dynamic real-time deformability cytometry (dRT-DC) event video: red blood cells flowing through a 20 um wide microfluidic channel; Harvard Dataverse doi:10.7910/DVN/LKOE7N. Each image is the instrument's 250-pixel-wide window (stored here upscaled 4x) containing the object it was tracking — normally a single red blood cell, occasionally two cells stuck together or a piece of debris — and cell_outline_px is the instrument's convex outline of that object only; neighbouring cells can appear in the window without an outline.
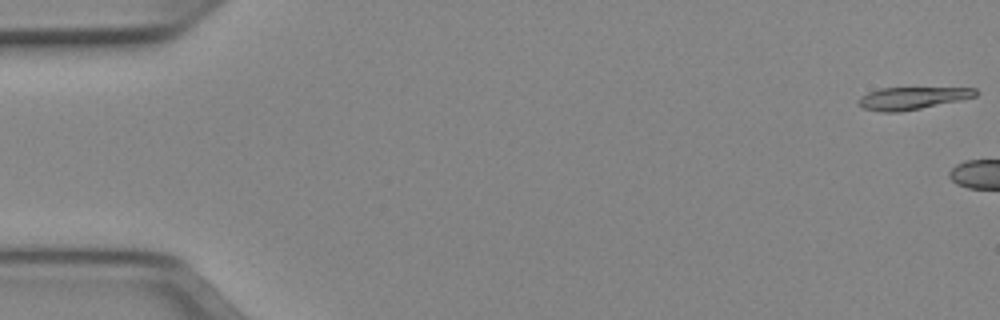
{"species": "Egyptian fruit bat (a non-hibernating species)", "species_latin": "Rousettus aegyptiacus", "temperature_condition": "cold", "stored_images_in_passage": 4, "camera_frame_rate_fps": 3000, "um_per_image_px": 0.085, "animal": {"sex": "female"}, "frame": {"image": 1, "passage_image": 1, "time_ms": 0.0, "image_size_px": [1000, 320], "cell_outline_px": [[980, 92], [976, 96], [960, 100], [900, 112], [880, 112], [864, 108], [856, 104], [856, 100], [860, 96], [868, 92], [880, 88], [976, 88]], "centroid_in_image_um": [77.49, 8.34], "position_along_channel_um": 7.5, "area_um2": 15.32}}